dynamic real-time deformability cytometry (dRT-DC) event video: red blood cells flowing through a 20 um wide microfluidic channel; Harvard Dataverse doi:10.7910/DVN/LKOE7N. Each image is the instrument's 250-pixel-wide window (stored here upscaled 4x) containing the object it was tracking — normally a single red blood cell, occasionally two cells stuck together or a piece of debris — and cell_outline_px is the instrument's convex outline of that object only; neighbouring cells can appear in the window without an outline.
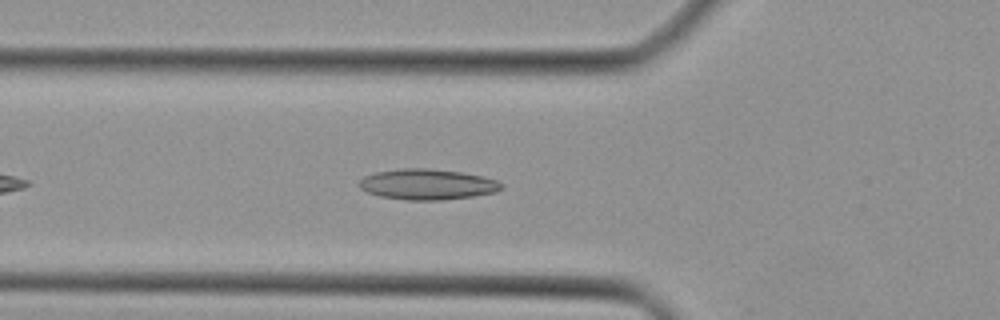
{"species": "Egyptian fruit bat (a non-hibernating species)", "species_latin": "Rousettus aegyptiacus", "temperature_condition": "cold", "stored_images_in_passage": 31, "camera_frame_rate_fps": 3000, "um_per_image_px": 0.085, "animal": {"sex": "female"}, "frame": {"image": 1, "passage_image": 6, "time_ms": 1.667, "image_size_px": [1000, 320], "cell_outline_px": [[504, 188], [496, 192], [472, 196], [440, 200], [404, 200], [380, 196], [368, 192], [360, 188], [356, 184], [364, 176], [376, 172], [400, 168], [428, 168], [460, 172], [480, 176], [496, 180], [504, 184]], "centroid_in_image_um": [36.3, 15.67], "position_along_channel_um": 89.5, "area_um2": 25.43}}
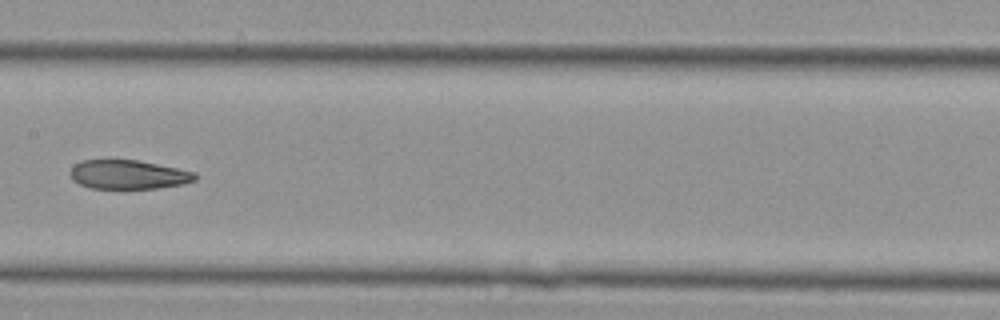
{"frame": {"image": 2, "passage_image": 13, "time_ms": 4.0, "image_size_px": [1000, 320], "cell_outline_px": [[196, 180], [184, 184], [156, 188], [88, 188], [72, 180], [68, 172], [80, 160], [136, 160], [196, 172]], "centroid_in_image_um": [10.88, 14.84], "position_along_channel_um": 196.5, "area_um2": 21.04}}
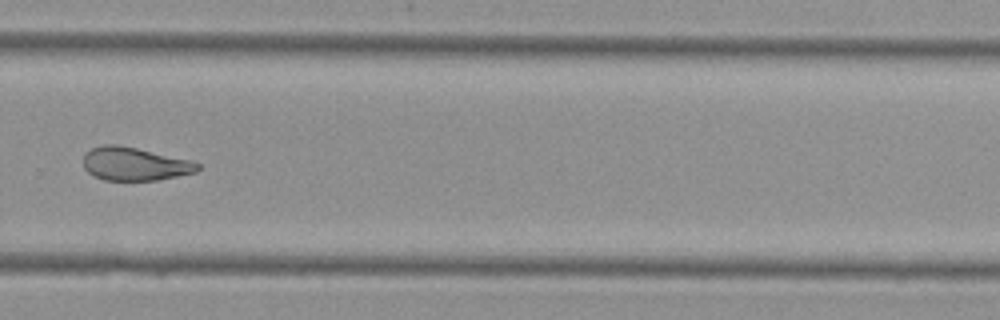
{"frame": {"image": 3, "passage_image": 21, "time_ms": 6.667, "image_size_px": [1000, 320], "cell_outline_px": [[200, 168], [196, 172], [156, 180], [104, 180], [92, 176], [84, 168], [84, 152], [92, 148], [104, 144], [116, 144], [136, 148], [192, 160], [200, 164]], "centroid_in_image_um": [11.43, 13.93], "position_along_channel_um": 318.4, "area_um2": 22.2}}